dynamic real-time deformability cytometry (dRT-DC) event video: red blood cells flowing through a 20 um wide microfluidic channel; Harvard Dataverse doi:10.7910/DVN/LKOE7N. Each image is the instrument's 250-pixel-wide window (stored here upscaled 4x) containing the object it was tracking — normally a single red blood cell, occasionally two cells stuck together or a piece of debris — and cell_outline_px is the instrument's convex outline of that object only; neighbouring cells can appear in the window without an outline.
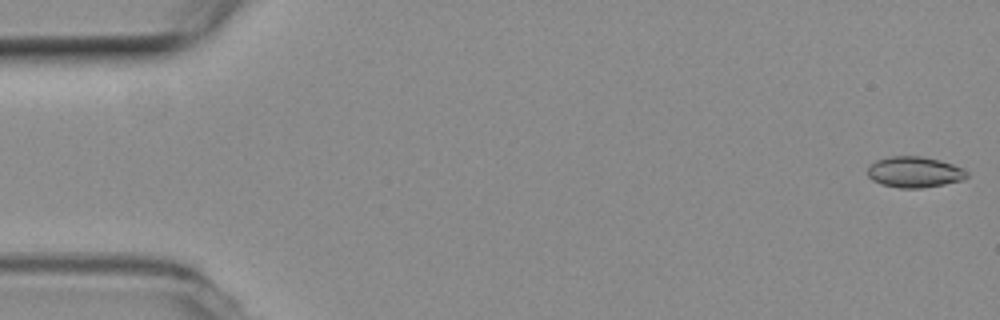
{"species": "common noctule bat (a hibernating species)", "species_latin": "Nyctalus noctula", "temperature_condition": "room temperature", "stored_images_in_passage": 54, "camera_frame_rate_fps": 3000, "um_per_image_px": 0.085, "animal": {"sex": "female", "body_mass_g": 19.3, "forearm_length_mm": 54.1}, "frame": {"image": 1, "passage_image": 1, "time_ms": 0.0, "image_size_px": [1000, 320], "cell_outline_px": [[968, 176], [964, 180], [944, 184], [920, 188], [900, 188], [880, 184], [872, 180], [868, 176], [868, 168], [876, 160], [892, 156], [920, 156], [940, 160], [964, 168], [968, 172]], "centroid_in_image_um": [77.75, 14.63], "position_along_channel_um": 7.2, "area_um2": 17.92}}
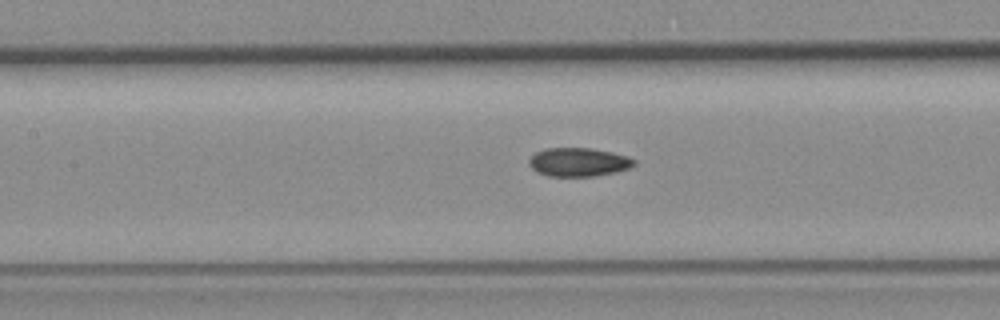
{"frame": {"image": 2, "passage_image": 24, "time_ms": 7.667, "image_size_px": [1000, 320], "cell_outline_px": [[636, 164], [628, 168], [616, 172], [592, 176], [548, 176], [536, 172], [528, 164], [528, 160], [536, 152], [544, 148], [592, 148], [612, 152], [628, 156], [636, 160]], "centroid_in_image_um": [49.17, 13.77], "position_along_channel_um": 158.2, "area_um2": 17.63}}
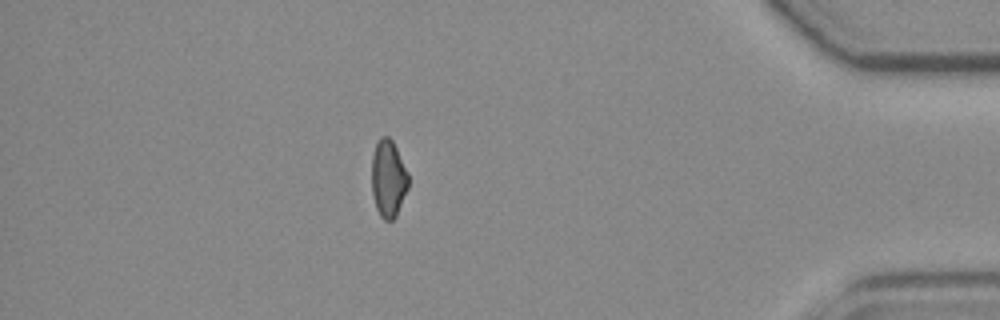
{"frame": {"image": 3, "passage_image": 47, "time_ms": 15.333, "image_size_px": [1000, 320], "cell_outline_px": [[408, 188], [396, 216], [392, 220], [384, 220], [380, 216], [376, 208], [372, 192], [372, 156], [376, 144], [380, 136], [388, 136], [392, 140], [408, 172]], "centroid_in_image_um": [33.0, 15.18], "position_along_channel_um": 402.2, "area_um2": 16.47}, "authors_computed_cell_mechanics": {"area_um2": 17.5712, "velocity_mm_per_s": 3.8006, "shape_relaxation_time_tau1_ms": null, "shape_relaxation_time_tau2_ms": 7.4919, "deformation_change_tau1": null, "deformation_change_tau2": 0.0972}}